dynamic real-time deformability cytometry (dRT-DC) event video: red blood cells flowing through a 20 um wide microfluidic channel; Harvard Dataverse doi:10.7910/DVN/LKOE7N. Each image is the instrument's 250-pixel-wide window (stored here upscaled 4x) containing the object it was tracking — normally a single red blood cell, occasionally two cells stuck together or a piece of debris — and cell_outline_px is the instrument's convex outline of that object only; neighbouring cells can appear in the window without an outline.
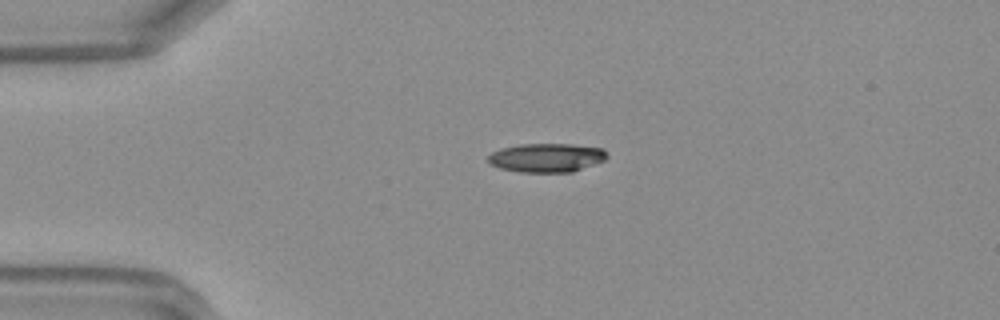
{"species": "Egyptian fruit bat (a non-hibernating species)", "species_latin": "Rousettus aegyptiacus", "temperature_condition": "warm", "stored_images_in_passage": 38, "camera_frame_rate_fps": 3000, "um_per_image_px": 0.085, "frame": {"image": 1, "passage_image": 1, "time_ms": 0.0, "image_size_px": [1000, 320], "cell_outline_px": [[608, 156], [604, 160], [572, 172], [520, 172], [500, 168], [488, 164], [488, 156], [492, 152], [500, 148], [520, 144], [572, 144], [604, 148], [608, 152]], "centroid_in_image_um": [46.45, 13.4], "position_along_channel_um": 38.5, "area_um2": 20.11}}
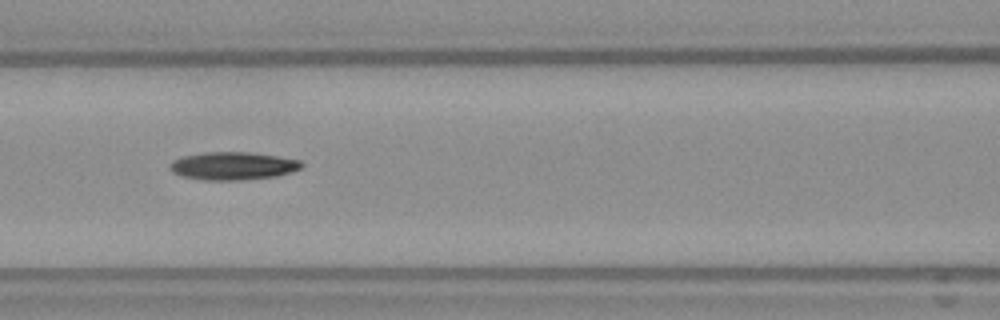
{"frame": {"image": 2, "passage_image": 11, "time_ms": 3.333, "image_size_px": [1000, 320], "cell_outline_px": [[304, 164], [300, 168], [292, 172], [276, 176], [240, 180], [204, 180], [180, 176], [172, 172], [168, 168], [168, 164], [172, 160], [184, 156], [208, 152], [248, 152], [276, 156], [300, 160]], "centroid_in_image_um": [19.76, 14.11], "position_along_channel_um": 146.8, "area_um2": 21.44}}
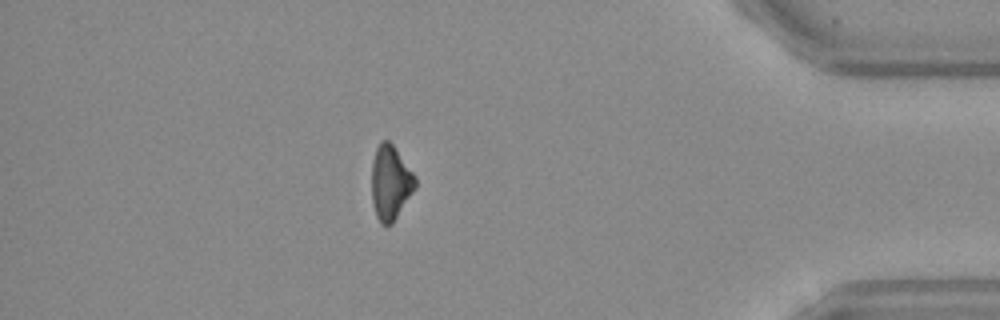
{"frame": {"image": 3, "passage_image": 32, "time_ms": 10.333, "image_size_px": [1000, 320], "cell_outline_px": [[416, 188], [392, 224], [380, 224], [376, 216], [372, 204], [372, 164], [376, 148], [380, 140], [388, 140], [392, 144], [416, 176]], "centroid_in_image_um": [33.19, 15.53], "position_along_channel_um": 402.0, "area_um2": 18.96}, "authors_computed_cell_mechanics": {"area_um2": 20.2878, "velocity_mm_per_s": 4.214, "shape_relaxation_time_tau1_ms": 8.4565, "shape_relaxation_time_tau2_ms": null, "deformation_change_tau1": 0.2092, "deformation_change_tau2": null}}